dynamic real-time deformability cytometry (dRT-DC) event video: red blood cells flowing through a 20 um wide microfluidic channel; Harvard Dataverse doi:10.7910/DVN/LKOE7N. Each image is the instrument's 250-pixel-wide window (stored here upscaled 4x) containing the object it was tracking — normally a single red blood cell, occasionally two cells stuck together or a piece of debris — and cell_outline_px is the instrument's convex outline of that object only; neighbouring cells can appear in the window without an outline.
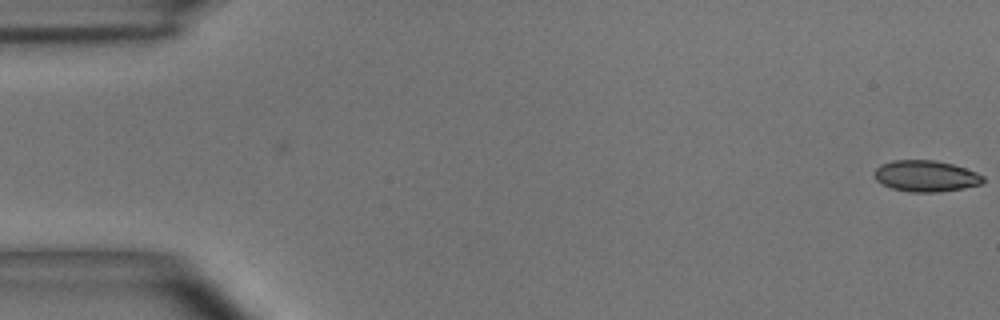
{"species": "common noctule bat (a hibernating species)", "species_latin": "Nyctalus noctula", "temperature_condition": "room temperature", "stored_images_in_passage": 3, "camera_frame_rate_fps": 3000, "um_per_image_px": 0.085, "animal": {"sex": "male", "body_mass_g": 15.6}, "frame": {"image": 1, "passage_image": 3, "time_ms": 0.667, "image_size_px": [1000, 320], "cell_outline_px": [[984, 180], [980, 184], [964, 188], [936, 192], [908, 192], [892, 188], [876, 180], [872, 176], [872, 172], [880, 164], [892, 160], [936, 160], [952, 164], [976, 172], [984, 176]], "centroid_in_image_um": [78.65, 14.96], "position_along_channel_um": 6.4, "area_um2": 19.88}}